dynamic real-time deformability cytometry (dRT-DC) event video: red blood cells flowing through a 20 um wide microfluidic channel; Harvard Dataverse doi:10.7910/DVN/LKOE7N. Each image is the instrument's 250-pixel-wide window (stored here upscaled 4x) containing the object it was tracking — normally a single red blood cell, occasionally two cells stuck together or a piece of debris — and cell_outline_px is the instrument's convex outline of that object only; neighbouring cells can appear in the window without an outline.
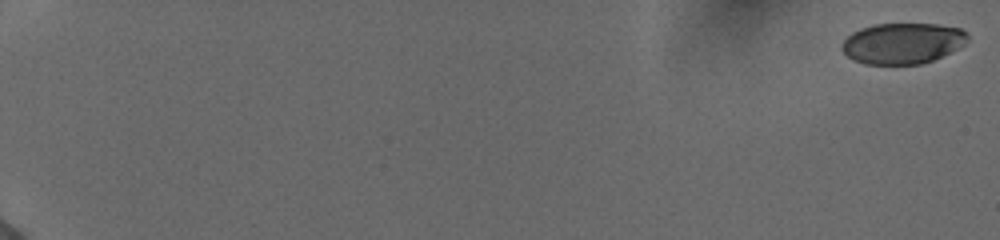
{"species": "human", "species_latin": "Homo sapiens", "temperature_condition": "cold", "stored_images_in_passage": 56, "camera_frame_rate_fps": 3000, "um_per_image_px": 0.085, "donor": {"sex": "female"}, "frame": {"image": 1, "passage_image": 1, "time_ms": 0.0, "image_size_px": [1000, 240], "cell_outline_px": [[968, 40], [964, 44], [932, 60], [920, 64], [864, 64], [852, 60], [840, 48], [840, 44], [852, 32], [860, 28], [876, 24], [936, 24], [960, 28], [968, 36]], "centroid_in_image_um": [76.66, 3.68], "position_along_channel_um": 8.3, "area_um2": 29.77}}
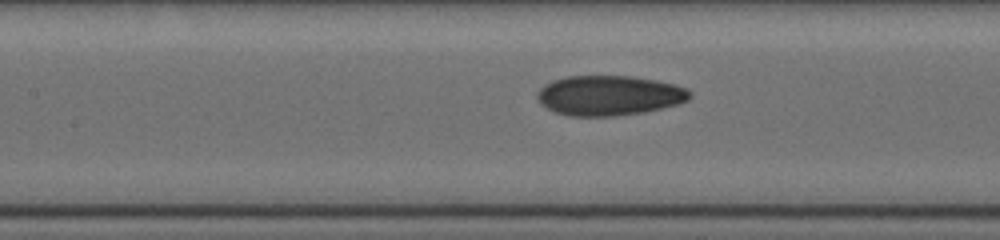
{"frame": {"image": 2, "passage_image": 30, "time_ms": 9.667, "image_size_px": [1000, 240], "cell_outline_px": [[692, 96], [688, 100], [676, 104], [644, 112], [612, 116], [568, 116], [556, 112], [540, 104], [536, 96], [540, 88], [544, 84], [552, 80], [568, 76], [628, 76], [656, 80], [672, 84], [684, 88], [692, 92]], "centroid_in_image_um": [51.74, 8.11], "position_along_channel_um": 155.7, "area_um2": 35.37}}
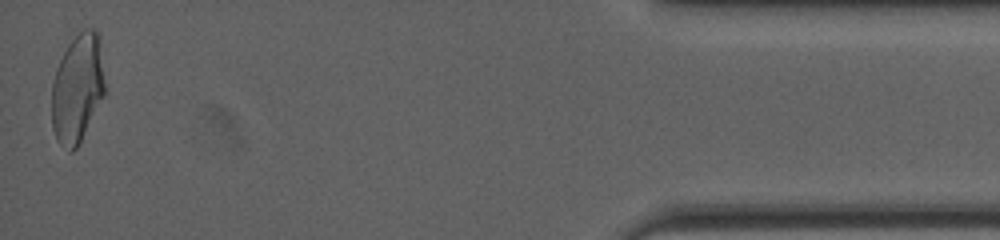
{"frame": {"image": 3, "passage_image": 56, "time_ms": 18.333, "image_size_px": [1000, 240], "cell_outline_px": [[104, 96], [76, 148], [72, 152], [68, 152], [56, 140], [52, 128], [52, 84], [56, 68], [68, 44], [84, 28], [96, 28], [100, 36], [104, 84]], "centroid_in_image_um": [6.58, 7.5], "position_along_channel_um": 428.6, "area_um2": 33.64}, "authors_computed_cell_mechanics": {"area_um2": 33.4084, "velocity_mm_per_s": 3.9088, "shape_relaxation_time_tau1_ms": null, "shape_relaxation_time_tau2_ms": 1.7805, "deformation_change_tau1": null, "deformation_change_tau2": 0.0774}}